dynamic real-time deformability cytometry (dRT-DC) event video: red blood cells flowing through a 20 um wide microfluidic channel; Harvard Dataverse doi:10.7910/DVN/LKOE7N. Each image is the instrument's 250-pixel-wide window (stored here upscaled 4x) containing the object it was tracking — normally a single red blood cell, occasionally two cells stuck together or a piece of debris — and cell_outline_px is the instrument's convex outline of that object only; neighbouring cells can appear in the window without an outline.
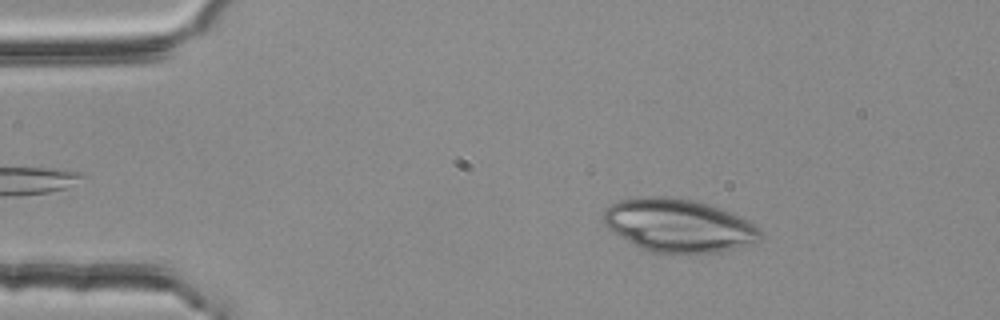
{"species": "common noctule bat (a hibernating species)", "species_latin": "Nyctalus noctula", "temperature_condition": "room temperature", "stored_images_in_passage": 49, "camera_frame_rate_fps": 3000, "um_per_image_px": 0.085, "animal": {"sex": "female", "body_mass_g": 25.1}, "frame": {"image": 1, "passage_image": 8, "time_ms": 2.333, "image_size_px": [1000, 320], "cell_outline_px": [[760, 240], [752, 244], [720, 252], [692, 256], [652, 252], [640, 248], [632, 244], [608, 228], [604, 220], [604, 212], [612, 204], [620, 200], [640, 196], [664, 196], [692, 200], [708, 204], [748, 220], [760, 228]], "centroid_in_image_um": [57.7, 19.21], "position_along_channel_um": 27.3, "area_um2": 49.01}}
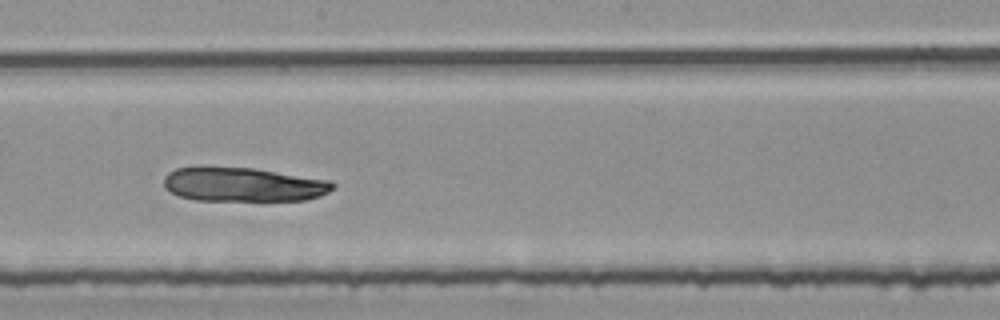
{"frame": {"image": 2, "passage_image": 29, "time_ms": 9.333, "image_size_px": [1000, 320], "cell_outline_px": [[336, 188], [320, 196], [304, 200], [196, 200], [180, 196], [164, 188], [164, 176], [168, 172], [176, 168], [252, 168], [332, 180], [336, 184]], "centroid_in_image_um": [20.73, 15.69], "position_along_channel_um": 227.5, "area_um2": 33.29}}
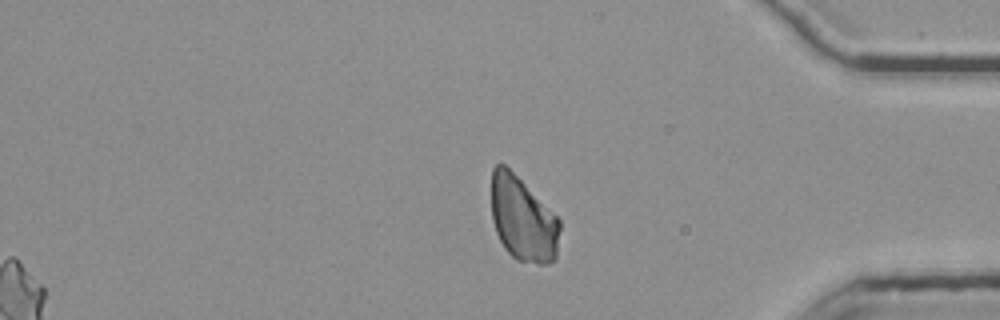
{"frame": {"image": 3, "passage_image": 44, "time_ms": 14.333, "image_size_px": [1000, 320], "cell_outline_px": [[560, 228], [556, 260], [548, 264], [540, 264], [516, 260], [504, 248], [496, 232], [492, 220], [492, 168], [496, 164], [504, 164], [560, 220]], "centroid_in_image_um": [44.44, 18.67], "position_along_channel_um": 390.8, "area_um2": 33.35}}